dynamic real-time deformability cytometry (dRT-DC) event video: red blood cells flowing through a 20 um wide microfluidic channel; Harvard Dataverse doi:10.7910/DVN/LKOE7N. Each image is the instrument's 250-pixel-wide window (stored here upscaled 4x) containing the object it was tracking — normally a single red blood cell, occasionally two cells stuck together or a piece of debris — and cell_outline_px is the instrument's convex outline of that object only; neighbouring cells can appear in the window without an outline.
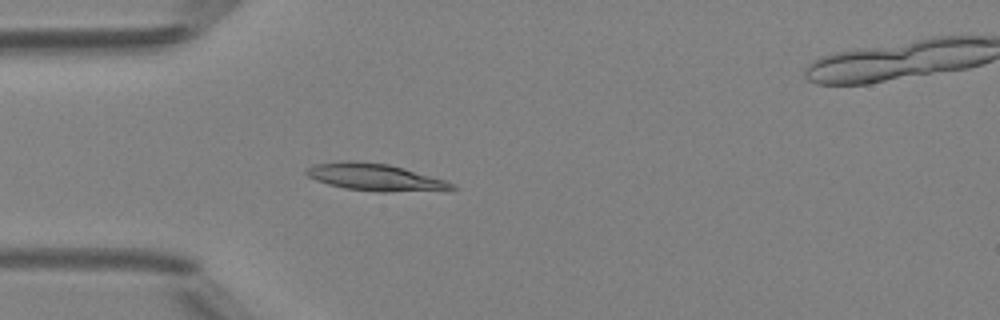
{"species": "Egyptian fruit bat (a non-hibernating species)", "species_latin": "Rousettus aegyptiacus", "temperature_condition": "room temperature", "stored_images_in_passage": 50, "segment_of_instrument_passage": [1, 2], "camera_frame_rate_fps": 3000, "um_per_image_px": 0.085, "animal": {"sex": "female"}, "frame": {"image": 1, "passage_image": 14, "time_ms": 4.333, "image_size_px": [1000, 320], "cell_outline_px": [[456, 188], [448, 192], [376, 192], [344, 188], [328, 184], [316, 180], [308, 176], [304, 172], [308, 168], [316, 164], [348, 160], [388, 164], [404, 168], [444, 180], [452, 184]], "centroid_in_image_um": [31.96, 15.1], "position_along_channel_um": 53.0, "area_um2": 23.24}}
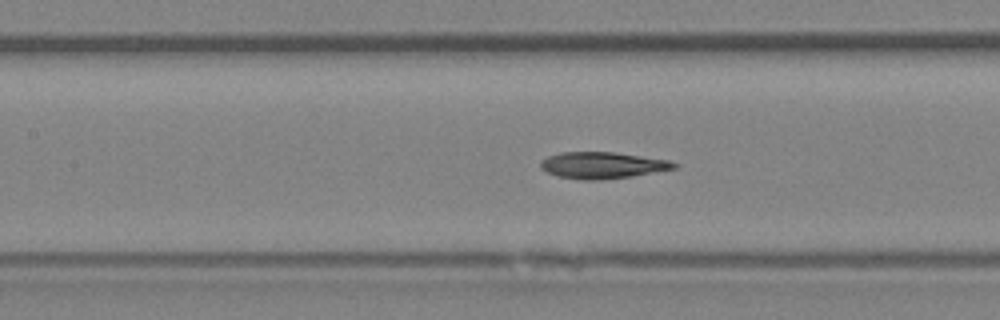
{"frame": {"image": 2, "passage_image": 22, "time_ms": 7.0, "image_size_px": [1000, 320], "cell_outline_px": [[680, 164], [676, 168], [632, 176], [600, 180], [580, 180], [556, 176], [540, 168], [540, 160], [548, 156], [560, 152], [616, 152], [668, 160]], "centroid_in_image_um": [51.18, 14.05], "position_along_channel_um": 156.2, "area_um2": 20.75}}
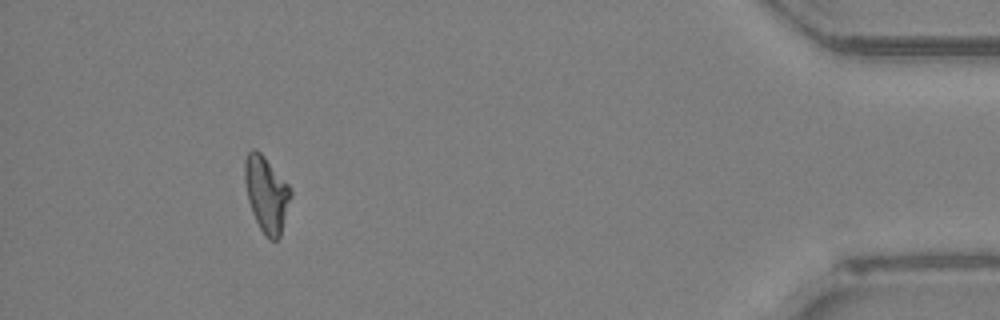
{"frame": {"image": 3, "passage_image": 45, "time_ms": 14.667, "image_size_px": [1000, 320], "cell_outline_px": [[292, 196], [280, 240], [272, 240], [260, 228], [252, 212], [248, 200], [244, 180], [244, 160], [248, 152], [252, 148], [256, 148], [264, 156], [292, 188]], "centroid_in_image_um": [22.67, 16.48], "position_along_channel_um": 412.5, "area_um2": 20.52}}